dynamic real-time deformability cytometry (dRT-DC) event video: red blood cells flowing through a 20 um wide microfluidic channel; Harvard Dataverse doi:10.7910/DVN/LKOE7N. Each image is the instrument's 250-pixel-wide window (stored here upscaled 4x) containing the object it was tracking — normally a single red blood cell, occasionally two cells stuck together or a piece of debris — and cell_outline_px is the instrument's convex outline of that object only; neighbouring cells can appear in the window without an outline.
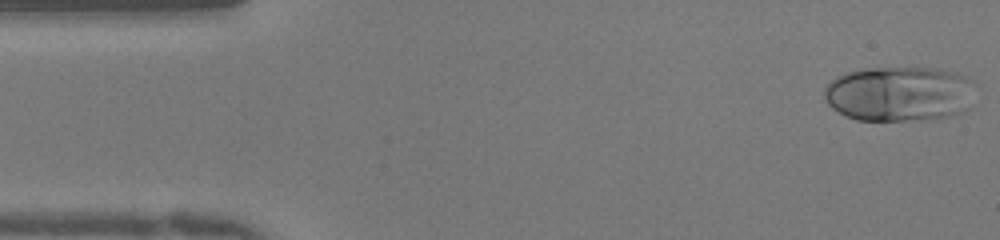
{"species": "human", "species_latin": "Homo sapiens", "temperature_condition": "warm", "stored_images_in_passage": 11, "camera_frame_rate_fps": 3000, "um_per_image_px": 0.085, "donor": {"sex": "female"}, "frame": {"image": 1, "passage_image": 1, "time_ms": 0.0, "image_size_px": [1000, 240], "cell_outline_px": [[976, 84], [968, 108], [964, 112], [940, 120], [856, 120], [832, 108], [828, 104], [824, 96], [824, 88], [836, 76], [848, 72], [868, 68], [936, 68], [956, 72], [976, 80]], "centroid_in_image_um": [76.52, 7.98], "position_along_channel_um": 8.5, "area_um2": 49.25}}
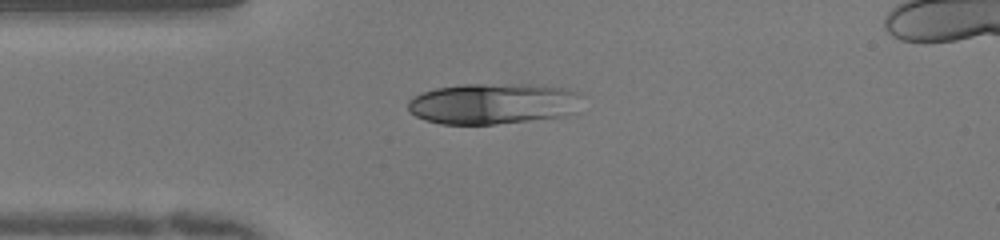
{"frame": {"image": 2, "passage_image": 11, "time_ms": 3.333, "image_size_px": [1000, 240], "cell_outline_px": [[580, 92], [576, 112], [564, 116], [496, 124], [440, 124], [424, 120], [416, 116], [408, 108], [408, 100], [424, 92], [436, 88], [464, 84], [528, 84], [564, 88]], "centroid_in_image_um": [41.91, 8.81], "position_along_channel_um": 43.1, "area_um2": 41.44}}